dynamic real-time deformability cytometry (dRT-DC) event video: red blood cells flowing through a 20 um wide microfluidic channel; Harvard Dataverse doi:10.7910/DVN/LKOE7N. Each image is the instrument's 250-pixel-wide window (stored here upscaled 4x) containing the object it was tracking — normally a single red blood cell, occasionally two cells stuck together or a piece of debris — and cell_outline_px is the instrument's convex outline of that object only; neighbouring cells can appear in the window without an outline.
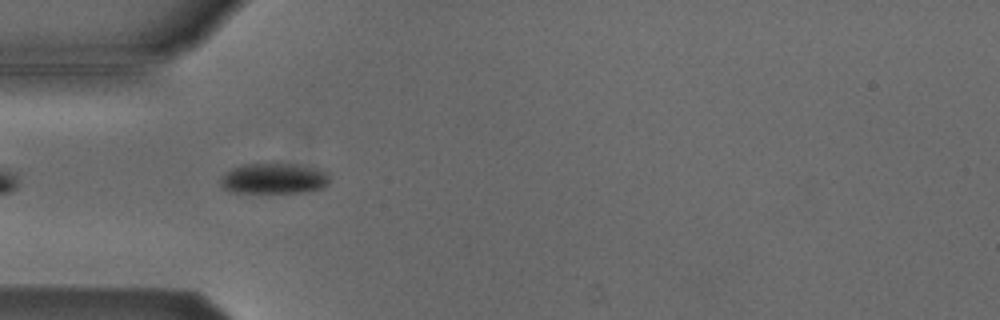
{"species": "Egyptian fruit bat (a non-hibernating species)", "species_latin": "Rousettus aegyptiacus", "temperature_condition": "cold", "stored_images_in_passage": 33, "camera_frame_rate_fps": 3000, "um_per_image_px": 0.085, "animal": {"sex": "male"}, "frame": {"image": 1, "passage_image": 4, "time_ms": 1.0, "image_size_px": [1000, 320], "cell_outline_px": [[328, 184], [320, 188], [300, 192], [232, 192], [220, 188], [220, 176], [224, 172], [232, 168], [244, 164], [292, 164], [316, 168], [328, 172]], "centroid_in_image_um": [23.2, 15.17], "position_along_channel_um": 61.8, "area_um2": 19.36}}
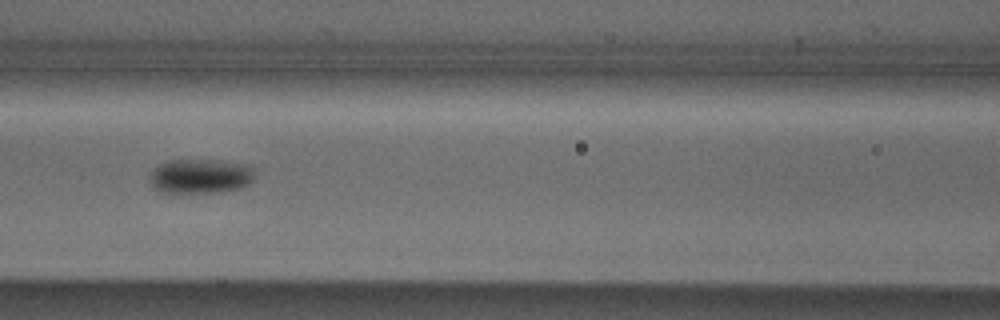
{"frame": {"image": 2, "passage_image": 11, "time_ms": 3.333, "image_size_px": [1000, 320], "cell_outline_px": [[256, 172], [252, 180], [248, 184], [240, 188], [216, 192], [160, 192], [152, 188], [148, 180], [148, 176], [160, 164], [168, 160], [216, 160], [244, 164], [256, 168]], "centroid_in_image_um": [17.02, 14.97], "position_along_channel_um": 149.6, "area_um2": 21.27}}
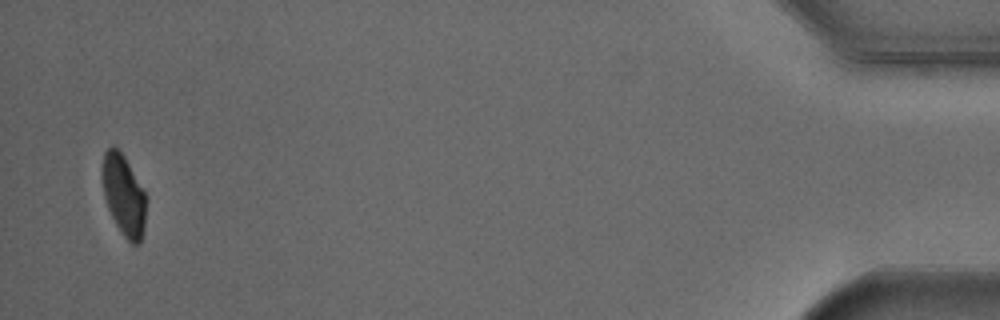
{"frame": {"image": 3, "passage_image": 32, "time_ms": 10.333, "image_size_px": [1000, 320], "cell_outline_px": [[144, 228], [140, 244], [132, 244], [124, 236], [116, 224], [108, 208], [104, 196], [100, 176], [100, 168], [104, 152], [112, 144], [124, 156], [144, 192]], "centroid_in_image_um": [10.45, 16.55], "position_along_channel_um": 424.7, "area_um2": 20.46}, "authors_computed_cell_mechanics": {"area_um2": 20.4612, "velocity_mm_per_s": 3.8341, "shape_relaxation_time_tau1_ms": 2.9352, "shape_relaxation_time_tau2_ms": null, "deformation_change_tau1": 0.0698, "deformation_change_tau2": null}}